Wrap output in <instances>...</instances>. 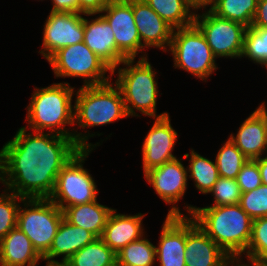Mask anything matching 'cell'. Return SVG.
Masks as SVG:
<instances>
[{
  "label": "cell",
  "instance_id": "ac0fdd59",
  "mask_svg": "<svg viewBox=\"0 0 267 266\" xmlns=\"http://www.w3.org/2000/svg\"><path fill=\"white\" fill-rule=\"evenodd\" d=\"M186 266H224L231 258L196 224L186 216Z\"/></svg>",
  "mask_w": 267,
  "mask_h": 266
},
{
  "label": "cell",
  "instance_id": "9c48e42d",
  "mask_svg": "<svg viewBox=\"0 0 267 266\" xmlns=\"http://www.w3.org/2000/svg\"><path fill=\"white\" fill-rule=\"evenodd\" d=\"M47 62L55 79L81 78L82 86L102 85L113 78L112 70L84 42L60 49Z\"/></svg>",
  "mask_w": 267,
  "mask_h": 266
},
{
  "label": "cell",
  "instance_id": "f1b7e54d",
  "mask_svg": "<svg viewBox=\"0 0 267 266\" xmlns=\"http://www.w3.org/2000/svg\"><path fill=\"white\" fill-rule=\"evenodd\" d=\"M214 160L217 165L219 177L236 179L248 158L228 137L226 141H222Z\"/></svg>",
  "mask_w": 267,
  "mask_h": 266
},
{
  "label": "cell",
  "instance_id": "4316f807",
  "mask_svg": "<svg viewBox=\"0 0 267 266\" xmlns=\"http://www.w3.org/2000/svg\"><path fill=\"white\" fill-rule=\"evenodd\" d=\"M147 233L140 239L126 245L116 257L123 266H157L155 243L148 239Z\"/></svg>",
  "mask_w": 267,
  "mask_h": 266
},
{
  "label": "cell",
  "instance_id": "277c9868",
  "mask_svg": "<svg viewBox=\"0 0 267 266\" xmlns=\"http://www.w3.org/2000/svg\"><path fill=\"white\" fill-rule=\"evenodd\" d=\"M76 89L67 81L53 82L44 87L34 86L25 108L26 125L23 127L73 139Z\"/></svg>",
  "mask_w": 267,
  "mask_h": 266
},
{
  "label": "cell",
  "instance_id": "60d3db41",
  "mask_svg": "<svg viewBox=\"0 0 267 266\" xmlns=\"http://www.w3.org/2000/svg\"><path fill=\"white\" fill-rule=\"evenodd\" d=\"M231 266H261L260 264H252L242 260H236L231 258Z\"/></svg>",
  "mask_w": 267,
  "mask_h": 266
},
{
  "label": "cell",
  "instance_id": "83f0119b",
  "mask_svg": "<svg viewBox=\"0 0 267 266\" xmlns=\"http://www.w3.org/2000/svg\"><path fill=\"white\" fill-rule=\"evenodd\" d=\"M116 258L115 252L100 238L87 244L73 254L65 263L66 266H105Z\"/></svg>",
  "mask_w": 267,
  "mask_h": 266
},
{
  "label": "cell",
  "instance_id": "cb8c5ba5",
  "mask_svg": "<svg viewBox=\"0 0 267 266\" xmlns=\"http://www.w3.org/2000/svg\"><path fill=\"white\" fill-rule=\"evenodd\" d=\"M183 158L189 161L187 174L189 181L192 180L194 184V189L202 195H208L219 178L215 160L204 157L194 148H190L189 153H184Z\"/></svg>",
  "mask_w": 267,
  "mask_h": 266
},
{
  "label": "cell",
  "instance_id": "d6a6232c",
  "mask_svg": "<svg viewBox=\"0 0 267 266\" xmlns=\"http://www.w3.org/2000/svg\"><path fill=\"white\" fill-rule=\"evenodd\" d=\"M208 194L213 199L206 206H223L239 204L242 193L236 179L219 177Z\"/></svg>",
  "mask_w": 267,
  "mask_h": 266
},
{
  "label": "cell",
  "instance_id": "e0dca14e",
  "mask_svg": "<svg viewBox=\"0 0 267 266\" xmlns=\"http://www.w3.org/2000/svg\"><path fill=\"white\" fill-rule=\"evenodd\" d=\"M83 42L112 71L125 60L117 51L109 22L101 14H84Z\"/></svg>",
  "mask_w": 267,
  "mask_h": 266
},
{
  "label": "cell",
  "instance_id": "52a82bcc",
  "mask_svg": "<svg viewBox=\"0 0 267 266\" xmlns=\"http://www.w3.org/2000/svg\"><path fill=\"white\" fill-rule=\"evenodd\" d=\"M93 151L80 149L59 172L49 199L61 210L98 200L99 190L95 177L84 166Z\"/></svg>",
  "mask_w": 267,
  "mask_h": 266
},
{
  "label": "cell",
  "instance_id": "7bdbcfd3",
  "mask_svg": "<svg viewBox=\"0 0 267 266\" xmlns=\"http://www.w3.org/2000/svg\"><path fill=\"white\" fill-rule=\"evenodd\" d=\"M45 266H66L65 264L58 263V264H52V265H45Z\"/></svg>",
  "mask_w": 267,
  "mask_h": 266
},
{
  "label": "cell",
  "instance_id": "8fae6325",
  "mask_svg": "<svg viewBox=\"0 0 267 266\" xmlns=\"http://www.w3.org/2000/svg\"><path fill=\"white\" fill-rule=\"evenodd\" d=\"M182 157H177L163 165L147 171L143 177L154 193L170 206L166 216H183L181 202L189 187L187 166Z\"/></svg>",
  "mask_w": 267,
  "mask_h": 266
},
{
  "label": "cell",
  "instance_id": "ab89813d",
  "mask_svg": "<svg viewBox=\"0 0 267 266\" xmlns=\"http://www.w3.org/2000/svg\"><path fill=\"white\" fill-rule=\"evenodd\" d=\"M197 12L209 9V0H185Z\"/></svg>",
  "mask_w": 267,
  "mask_h": 266
},
{
  "label": "cell",
  "instance_id": "836d02e7",
  "mask_svg": "<svg viewBox=\"0 0 267 266\" xmlns=\"http://www.w3.org/2000/svg\"><path fill=\"white\" fill-rule=\"evenodd\" d=\"M240 207L252 219L267 216V185L261 184L252 191L242 193Z\"/></svg>",
  "mask_w": 267,
  "mask_h": 266
},
{
  "label": "cell",
  "instance_id": "ba28073f",
  "mask_svg": "<svg viewBox=\"0 0 267 266\" xmlns=\"http://www.w3.org/2000/svg\"><path fill=\"white\" fill-rule=\"evenodd\" d=\"M63 218V211L49 198H24L18 209L17 228L43 257L49 251Z\"/></svg>",
  "mask_w": 267,
  "mask_h": 266
},
{
  "label": "cell",
  "instance_id": "4dcf8cb0",
  "mask_svg": "<svg viewBox=\"0 0 267 266\" xmlns=\"http://www.w3.org/2000/svg\"><path fill=\"white\" fill-rule=\"evenodd\" d=\"M240 260L252 264L267 261V216L253 220L251 239Z\"/></svg>",
  "mask_w": 267,
  "mask_h": 266
},
{
  "label": "cell",
  "instance_id": "7402d4cb",
  "mask_svg": "<svg viewBox=\"0 0 267 266\" xmlns=\"http://www.w3.org/2000/svg\"><path fill=\"white\" fill-rule=\"evenodd\" d=\"M43 258L17 227L0 240V266H38Z\"/></svg>",
  "mask_w": 267,
  "mask_h": 266
},
{
  "label": "cell",
  "instance_id": "7c38bea8",
  "mask_svg": "<svg viewBox=\"0 0 267 266\" xmlns=\"http://www.w3.org/2000/svg\"><path fill=\"white\" fill-rule=\"evenodd\" d=\"M100 14L109 22L117 51L125 59L149 57L135 24L133 0H110Z\"/></svg>",
  "mask_w": 267,
  "mask_h": 266
},
{
  "label": "cell",
  "instance_id": "30bf717a",
  "mask_svg": "<svg viewBox=\"0 0 267 266\" xmlns=\"http://www.w3.org/2000/svg\"><path fill=\"white\" fill-rule=\"evenodd\" d=\"M204 35L217 59H241L246 26L214 14L197 11L193 23Z\"/></svg>",
  "mask_w": 267,
  "mask_h": 266
},
{
  "label": "cell",
  "instance_id": "5b68a950",
  "mask_svg": "<svg viewBox=\"0 0 267 266\" xmlns=\"http://www.w3.org/2000/svg\"><path fill=\"white\" fill-rule=\"evenodd\" d=\"M156 70L147 57L125 59L112 71V77L116 75L112 80L122 92L129 118L143 115L153 120L170 114L167 111L157 112L158 96L162 93L158 87L159 70Z\"/></svg>",
  "mask_w": 267,
  "mask_h": 266
},
{
  "label": "cell",
  "instance_id": "4fadbf2b",
  "mask_svg": "<svg viewBox=\"0 0 267 266\" xmlns=\"http://www.w3.org/2000/svg\"><path fill=\"white\" fill-rule=\"evenodd\" d=\"M42 30L38 53L48 61L60 49L83 42L84 14L49 11Z\"/></svg>",
  "mask_w": 267,
  "mask_h": 266
},
{
  "label": "cell",
  "instance_id": "3957f363",
  "mask_svg": "<svg viewBox=\"0 0 267 266\" xmlns=\"http://www.w3.org/2000/svg\"><path fill=\"white\" fill-rule=\"evenodd\" d=\"M182 205L183 216H191L230 258L239 260L245 255L253 220L239 204L198 207L184 201Z\"/></svg>",
  "mask_w": 267,
  "mask_h": 266
},
{
  "label": "cell",
  "instance_id": "8d00e7d4",
  "mask_svg": "<svg viewBox=\"0 0 267 266\" xmlns=\"http://www.w3.org/2000/svg\"><path fill=\"white\" fill-rule=\"evenodd\" d=\"M50 12L78 13V0H50Z\"/></svg>",
  "mask_w": 267,
  "mask_h": 266
},
{
  "label": "cell",
  "instance_id": "1f68e13d",
  "mask_svg": "<svg viewBox=\"0 0 267 266\" xmlns=\"http://www.w3.org/2000/svg\"><path fill=\"white\" fill-rule=\"evenodd\" d=\"M0 240L17 227V214L24 199L4 188L0 189ZM2 192V193H1Z\"/></svg>",
  "mask_w": 267,
  "mask_h": 266
},
{
  "label": "cell",
  "instance_id": "5bb4252c",
  "mask_svg": "<svg viewBox=\"0 0 267 266\" xmlns=\"http://www.w3.org/2000/svg\"><path fill=\"white\" fill-rule=\"evenodd\" d=\"M171 120L170 114L165 117L154 118L152 126L146 132L147 134L141 142L143 175L147 171L177 158L173 151H175L179 134L172 127Z\"/></svg>",
  "mask_w": 267,
  "mask_h": 266
},
{
  "label": "cell",
  "instance_id": "603a6c76",
  "mask_svg": "<svg viewBox=\"0 0 267 266\" xmlns=\"http://www.w3.org/2000/svg\"><path fill=\"white\" fill-rule=\"evenodd\" d=\"M95 200L76 206L64 208V219L74 226L81 227L100 238L105 228L109 214L114 209Z\"/></svg>",
  "mask_w": 267,
  "mask_h": 266
},
{
  "label": "cell",
  "instance_id": "7a4b0ae2",
  "mask_svg": "<svg viewBox=\"0 0 267 266\" xmlns=\"http://www.w3.org/2000/svg\"><path fill=\"white\" fill-rule=\"evenodd\" d=\"M74 104L73 139L81 149L96 150L112 135L110 133L104 139L100 138L99 142L89 143L90 138L104 135L90 129L113 124L123 118L129 119L122 92L113 80L102 85L77 87Z\"/></svg>",
  "mask_w": 267,
  "mask_h": 266
},
{
  "label": "cell",
  "instance_id": "f546056e",
  "mask_svg": "<svg viewBox=\"0 0 267 266\" xmlns=\"http://www.w3.org/2000/svg\"><path fill=\"white\" fill-rule=\"evenodd\" d=\"M248 59L258 67L267 65V28L247 27L241 59Z\"/></svg>",
  "mask_w": 267,
  "mask_h": 266
},
{
  "label": "cell",
  "instance_id": "d590c367",
  "mask_svg": "<svg viewBox=\"0 0 267 266\" xmlns=\"http://www.w3.org/2000/svg\"><path fill=\"white\" fill-rule=\"evenodd\" d=\"M110 0H78V13L100 14Z\"/></svg>",
  "mask_w": 267,
  "mask_h": 266
},
{
  "label": "cell",
  "instance_id": "ee69618b",
  "mask_svg": "<svg viewBox=\"0 0 267 266\" xmlns=\"http://www.w3.org/2000/svg\"><path fill=\"white\" fill-rule=\"evenodd\" d=\"M261 266H267V261H263L259 263Z\"/></svg>",
  "mask_w": 267,
  "mask_h": 266
},
{
  "label": "cell",
  "instance_id": "484cf974",
  "mask_svg": "<svg viewBox=\"0 0 267 266\" xmlns=\"http://www.w3.org/2000/svg\"><path fill=\"white\" fill-rule=\"evenodd\" d=\"M258 0H215L210 10L219 17L250 27Z\"/></svg>",
  "mask_w": 267,
  "mask_h": 266
},
{
  "label": "cell",
  "instance_id": "8992f818",
  "mask_svg": "<svg viewBox=\"0 0 267 266\" xmlns=\"http://www.w3.org/2000/svg\"><path fill=\"white\" fill-rule=\"evenodd\" d=\"M167 52L169 56L172 55L174 69L183 70L203 83L220 69L218 59L194 24L173 30Z\"/></svg>",
  "mask_w": 267,
  "mask_h": 266
},
{
  "label": "cell",
  "instance_id": "f6af8a7d",
  "mask_svg": "<svg viewBox=\"0 0 267 266\" xmlns=\"http://www.w3.org/2000/svg\"><path fill=\"white\" fill-rule=\"evenodd\" d=\"M224 266H231V259Z\"/></svg>",
  "mask_w": 267,
  "mask_h": 266
},
{
  "label": "cell",
  "instance_id": "ffe728a7",
  "mask_svg": "<svg viewBox=\"0 0 267 266\" xmlns=\"http://www.w3.org/2000/svg\"><path fill=\"white\" fill-rule=\"evenodd\" d=\"M148 213H119L114 208L108 216L100 239L118 254L126 245L140 239L147 232L143 224Z\"/></svg>",
  "mask_w": 267,
  "mask_h": 266
},
{
  "label": "cell",
  "instance_id": "74e56055",
  "mask_svg": "<svg viewBox=\"0 0 267 266\" xmlns=\"http://www.w3.org/2000/svg\"><path fill=\"white\" fill-rule=\"evenodd\" d=\"M251 26L267 28V0H258Z\"/></svg>",
  "mask_w": 267,
  "mask_h": 266
},
{
  "label": "cell",
  "instance_id": "9a60e30c",
  "mask_svg": "<svg viewBox=\"0 0 267 266\" xmlns=\"http://www.w3.org/2000/svg\"><path fill=\"white\" fill-rule=\"evenodd\" d=\"M228 137L248 158L267 155V102L263 100Z\"/></svg>",
  "mask_w": 267,
  "mask_h": 266
},
{
  "label": "cell",
  "instance_id": "f35d334b",
  "mask_svg": "<svg viewBox=\"0 0 267 266\" xmlns=\"http://www.w3.org/2000/svg\"><path fill=\"white\" fill-rule=\"evenodd\" d=\"M254 160L258 163L262 184L267 185V155L256 158Z\"/></svg>",
  "mask_w": 267,
  "mask_h": 266
},
{
  "label": "cell",
  "instance_id": "7dc6e473",
  "mask_svg": "<svg viewBox=\"0 0 267 266\" xmlns=\"http://www.w3.org/2000/svg\"><path fill=\"white\" fill-rule=\"evenodd\" d=\"M262 68H265L266 70H267V65L266 66H264V67H262ZM265 75H267V72H266V74Z\"/></svg>",
  "mask_w": 267,
  "mask_h": 266
},
{
  "label": "cell",
  "instance_id": "d4e9b609",
  "mask_svg": "<svg viewBox=\"0 0 267 266\" xmlns=\"http://www.w3.org/2000/svg\"><path fill=\"white\" fill-rule=\"evenodd\" d=\"M173 29L193 25L195 11L185 0H144Z\"/></svg>",
  "mask_w": 267,
  "mask_h": 266
},
{
  "label": "cell",
  "instance_id": "44dd1931",
  "mask_svg": "<svg viewBox=\"0 0 267 266\" xmlns=\"http://www.w3.org/2000/svg\"><path fill=\"white\" fill-rule=\"evenodd\" d=\"M95 239L96 237L91 232L74 226L63 218L49 251L42 257L43 262L45 265L65 264L73 254Z\"/></svg>",
  "mask_w": 267,
  "mask_h": 266
},
{
  "label": "cell",
  "instance_id": "6da1fadb",
  "mask_svg": "<svg viewBox=\"0 0 267 266\" xmlns=\"http://www.w3.org/2000/svg\"><path fill=\"white\" fill-rule=\"evenodd\" d=\"M80 149L70 137L21 126L0 149L1 186L23 198H49L59 172Z\"/></svg>",
  "mask_w": 267,
  "mask_h": 266
},
{
  "label": "cell",
  "instance_id": "e575fe53",
  "mask_svg": "<svg viewBox=\"0 0 267 266\" xmlns=\"http://www.w3.org/2000/svg\"><path fill=\"white\" fill-rule=\"evenodd\" d=\"M236 180L241 193H246L259 187L262 182L258 163L255 160L248 159L238 173Z\"/></svg>",
  "mask_w": 267,
  "mask_h": 266
},
{
  "label": "cell",
  "instance_id": "2e32d148",
  "mask_svg": "<svg viewBox=\"0 0 267 266\" xmlns=\"http://www.w3.org/2000/svg\"><path fill=\"white\" fill-rule=\"evenodd\" d=\"M155 245L158 266H186V216H166Z\"/></svg>",
  "mask_w": 267,
  "mask_h": 266
},
{
  "label": "cell",
  "instance_id": "bcb514c9",
  "mask_svg": "<svg viewBox=\"0 0 267 266\" xmlns=\"http://www.w3.org/2000/svg\"><path fill=\"white\" fill-rule=\"evenodd\" d=\"M215 0H209V9H210V7H211V5H212V3L214 2Z\"/></svg>",
  "mask_w": 267,
  "mask_h": 266
},
{
  "label": "cell",
  "instance_id": "b9f144b4",
  "mask_svg": "<svg viewBox=\"0 0 267 266\" xmlns=\"http://www.w3.org/2000/svg\"><path fill=\"white\" fill-rule=\"evenodd\" d=\"M105 266H123V265L120 263L119 259L116 257L113 261L106 264Z\"/></svg>",
  "mask_w": 267,
  "mask_h": 266
},
{
  "label": "cell",
  "instance_id": "d6986e66",
  "mask_svg": "<svg viewBox=\"0 0 267 266\" xmlns=\"http://www.w3.org/2000/svg\"><path fill=\"white\" fill-rule=\"evenodd\" d=\"M133 14L141 44L147 50L152 48L166 53L174 29L144 0H133Z\"/></svg>",
  "mask_w": 267,
  "mask_h": 266
}]
</instances>
